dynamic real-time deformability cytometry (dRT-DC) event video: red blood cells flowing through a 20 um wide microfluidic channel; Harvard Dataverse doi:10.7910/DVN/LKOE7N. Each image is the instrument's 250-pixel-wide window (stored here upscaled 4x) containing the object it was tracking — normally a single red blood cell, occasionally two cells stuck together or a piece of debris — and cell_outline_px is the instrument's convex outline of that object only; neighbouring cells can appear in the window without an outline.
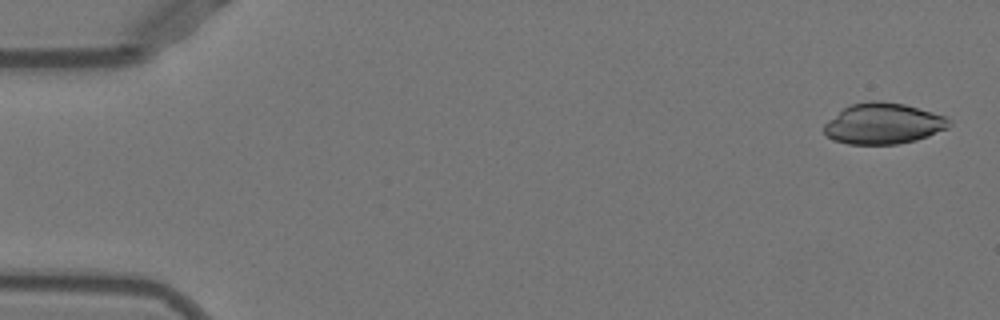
{"species": "Egyptian fruit bat (a non-hibernating species)", "species_latin": "Rousettus aegyptiacus", "temperature_condition": "warm", "stored_images_in_passage": 11, "camera_frame_rate_fps": 3000, "um_per_image_px": 0.085, "animal": {"sex": "female"}, "frame": {"image": 1, "passage_image": 2, "time_ms": 0.333, "image_size_px": [1000, 320], "cell_outline_px": [[952, 124], [948, 128], [928, 136], [916, 140], [896, 144], [848, 144], [832, 140], [824, 132], [824, 124], [828, 120], [844, 108], [852, 104], [872, 100], [880, 100], [904, 104], [932, 112], [944, 116], [952, 120]], "centroid_in_image_um": [75.09, 10.51], "position_along_channel_um": 9.9, "area_um2": 29.82}}